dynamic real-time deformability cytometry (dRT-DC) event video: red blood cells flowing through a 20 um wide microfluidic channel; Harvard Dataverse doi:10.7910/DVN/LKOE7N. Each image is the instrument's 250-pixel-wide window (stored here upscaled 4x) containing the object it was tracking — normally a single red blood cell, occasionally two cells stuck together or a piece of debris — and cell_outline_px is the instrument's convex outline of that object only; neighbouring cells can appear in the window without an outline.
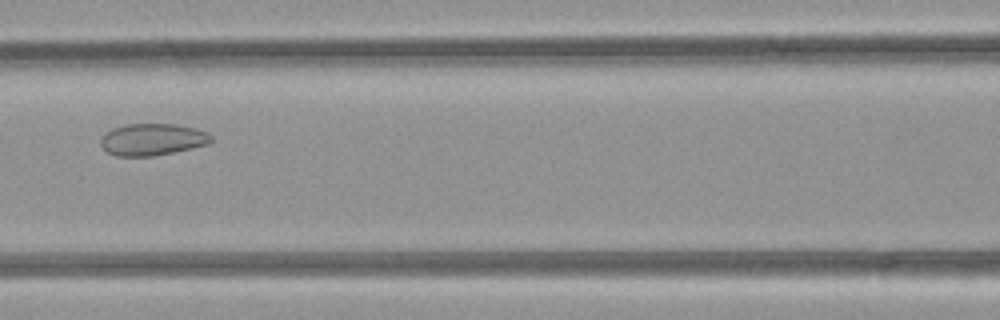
{"species": "common noctule bat (a hibernating species)", "species_latin": "Nyctalus noctula", "temperature_condition": "room temperature", "stored_images_in_passage": 47, "camera_frame_rate_fps": 3000, "um_per_image_px": 0.085, "animal": {"sex": "female", "body_mass_g": 21.9}, "frame": {"image": 1, "passage_image": 19, "time_ms": 6.0, "image_size_px": [1000, 320], "cell_outline_px": [[212, 140], [208, 144], [192, 148], [152, 156], [116, 156], [108, 152], [100, 144], [100, 140], [104, 132], [112, 128], [124, 124], [176, 124], [196, 128], [208, 132], [212, 136]], "centroid_in_image_um": [12.94, 11.84], "position_along_channel_um": 153.7, "area_um2": 20.63}}
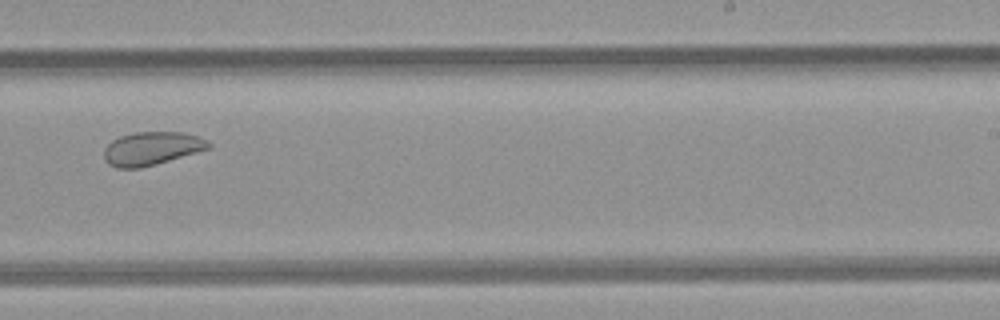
{"frame": {"image": 2, "passage_image": 28, "time_ms": 9.0, "image_size_px": [1000, 320], "cell_outline_px": [[212, 144], [208, 148], [196, 152], [156, 164], [140, 168], [116, 168], [108, 164], [104, 160], [104, 148], [112, 140], [120, 136], [136, 132], [184, 132], [208, 140]], "centroid_in_image_um": [12.86, 12.62], "position_along_channel_um": 276.1, "area_um2": 20.23}}
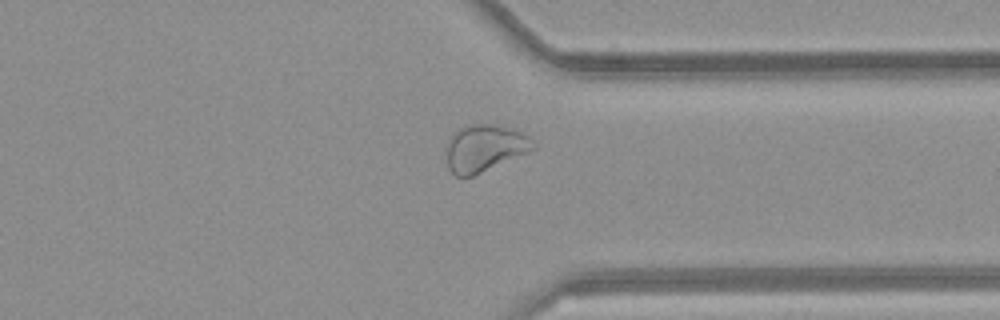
{"frame": {"image": 3, "passage_image": 35, "time_ms": 11.333, "image_size_px": [1000, 320], "cell_outline_px": [[536, 148], [472, 176], [456, 176], [448, 168], [444, 152], [444, 148], [448, 140], [460, 128], [468, 124], [492, 124], [520, 132], [528, 136], [532, 140]], "centroid_in_image_um": [41.12, 12.59], "position_along_channel_um": 370.3, "area_um2": 23.47}, "authors_computed_cell_mechanics": {"area_um2": 25.8944, "velocity_mm_per_s": 4.0982, "shape_relaxation_time_tau1_ms": null, "shape_relaxation_time_tau2_ms": 4.6397, "deformation_change_tau1": null, "deformation_change_tau2": 0.0863}}